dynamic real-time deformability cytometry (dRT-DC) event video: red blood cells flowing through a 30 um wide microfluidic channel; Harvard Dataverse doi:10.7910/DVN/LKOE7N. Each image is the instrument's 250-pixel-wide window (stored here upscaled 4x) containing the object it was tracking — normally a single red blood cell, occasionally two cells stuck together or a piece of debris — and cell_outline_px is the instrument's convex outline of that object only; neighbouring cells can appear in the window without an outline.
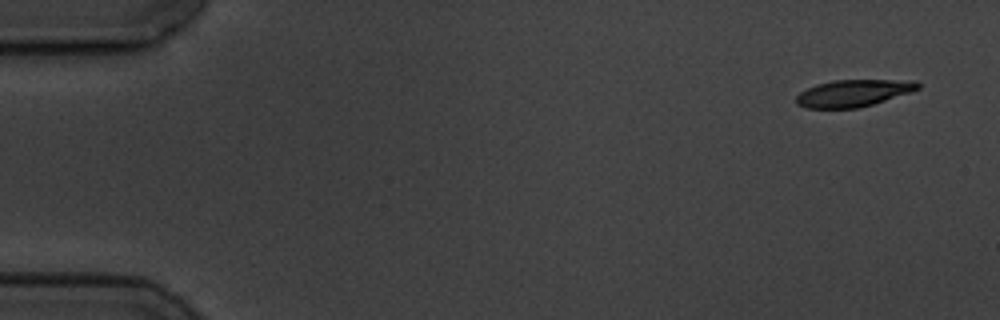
{"species": "common noctule bat (a hibernating species)", "species_latin": "Nyctalus noctula", "temperature_condition": "cold", "stored_images_in_passage": 4, "camera_frame_rate_fps": 3000, "um_per_image_px": 0.085, "animal": {"sex": "male", "body_mass_g": 19.5, "forearm_length_mm": 54.6}, "frame": {"image": 1, "passage_image": 1, "time_ms": 0.0, "image_size_px": [1000, 320], "cell_outline_px": [[920, 88], [912, 92], [872, 104], [856, 108], [804, 108], [796, 104], [796, 96], [800, 92], [816, 84], [832, 80], [916, 80], [920, 84]], "centroid_in_image_um": [72.54, 7.91], "position_along_channel_um": 12.5, "area_um2": 19.19}}